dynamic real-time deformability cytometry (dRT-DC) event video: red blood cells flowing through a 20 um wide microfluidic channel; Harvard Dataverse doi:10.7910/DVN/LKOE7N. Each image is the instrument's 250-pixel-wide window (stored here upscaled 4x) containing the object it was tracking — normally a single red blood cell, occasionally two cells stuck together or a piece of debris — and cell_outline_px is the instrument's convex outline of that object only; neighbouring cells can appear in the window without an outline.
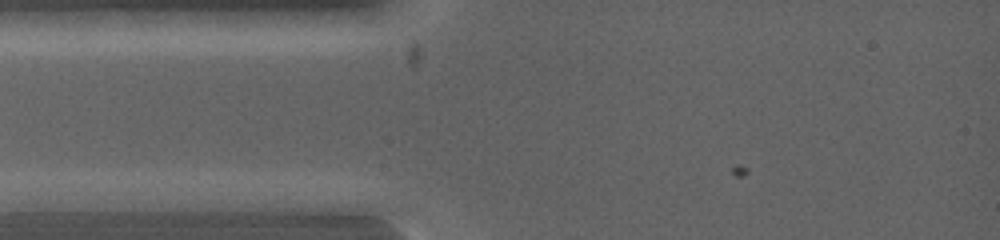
{"species": "common noctule bat (a hibernating species)", "species_latin": "Nyctalus noctula", "temperature_condition": "warm", "stored_images_in_passage": 6, "camera_frame_rate_fps": 5000, "um_per_image_px": 0.085, "animal": {"sex": "female", "body_mass_g": 19.0, "forearm_length_mm": 53.3}, "frame": {"image": 1, "passage_image": 4, "time_ms": 0.6, "image_size_px": [1000, 240], "cell_outline_px": [[124, 200], [100, 212], [44, 216], [16, 212], [12, 200], [68, 192], [104, 192]], "centroid_in_image_um": [5.62, 17.31], "position_along_channel_um": 79.4, "area_um2": 13.99}}